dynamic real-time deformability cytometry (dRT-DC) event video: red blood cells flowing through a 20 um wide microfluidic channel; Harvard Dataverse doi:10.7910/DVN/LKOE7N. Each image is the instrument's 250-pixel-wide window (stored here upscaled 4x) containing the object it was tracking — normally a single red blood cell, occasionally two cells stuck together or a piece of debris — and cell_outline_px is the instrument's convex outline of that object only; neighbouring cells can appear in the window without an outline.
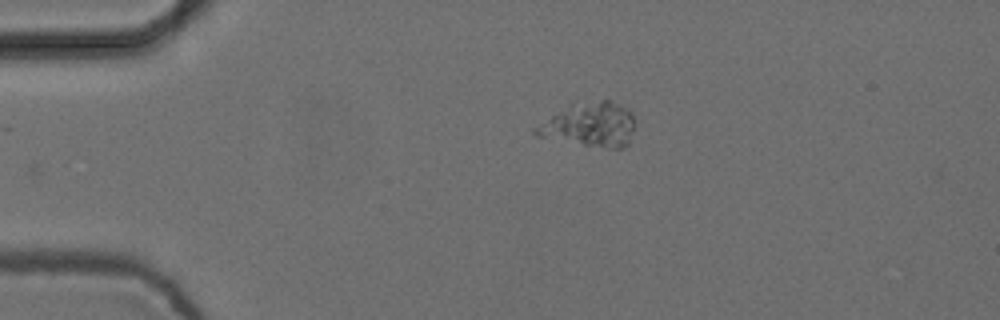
{"species": "common noctule bat (a hibernating species)", "species_latin": "Nyctalus noctula", "temperature_condition": "cold", "stored_images_in_passage": 39, "camera_frame_rate_fps": 3000, "um_per_image_px": 0.085, "animal": {"sex": "female", "body_mass_g": 24.6, "forearm_length_mm": 56.2}, "frame": {"image": 1, "passage_image": 1, "time_ms": 0.0, "image_size_px": [1000, 320], "cell_outline_px": [[632, 132], [628, 144], [624, 148], [608, 148], [536, 136], [532, 132], [532, 128], [552, 116], [564, 112], [604, 100], [608, 100], [628, 108], [632, 112]], "centroid_in_image_um": [50.19, 10.67], "position_along_channel_um": 34.8, "area_um2": 23.81}}
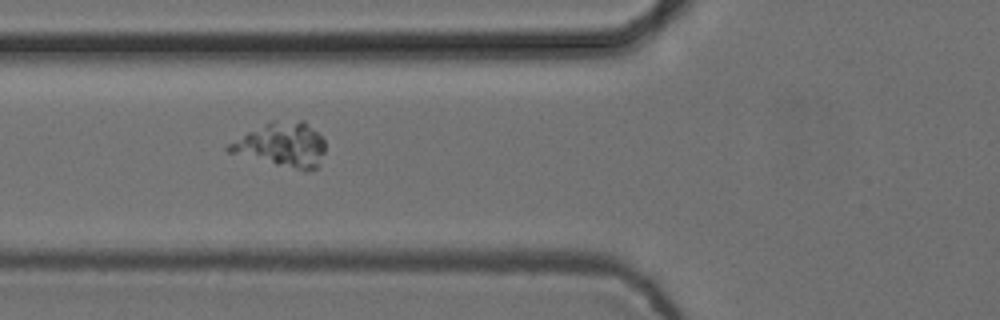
{"frame": {"image": 2, "passage_image": 10, "time_ms": 3.0, "image_size_px": [1000, 320], "cell_outline_px": [[324, 152], [320, 168], [308, 172], [304, 172], [228, 152], [224, 148], [228, 144], [248, 132], [272, 120], [304, 120], [324, 140]], "centroid_in_image_um": [24.0, 12.33], "position_along_channel_um": 101.8, "area_um2": 25.09}}
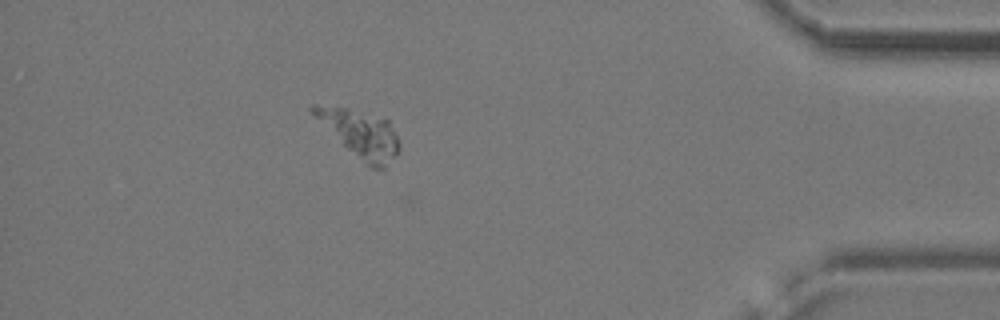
{"frame": {"image": 3, "passage_image": 38, "time_ms": 12.333, "image_size_px": [1000, 320], "cell_outline_px": [[400, 148], [396, 156], [384, 168], [372, 168], [348, 148], [308, 108], [312, 104], [316, 104], [348, 108], [388, 120], [400, 144]], "centroid_in_image_um": [30.68, 11.35], "position_along_channel_um": 404.5, "area_um2": 22.43}}